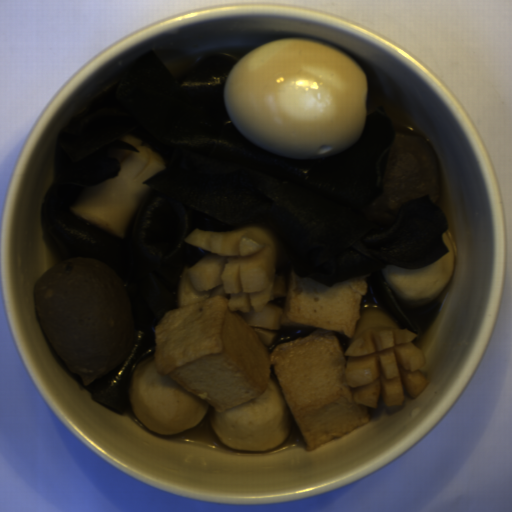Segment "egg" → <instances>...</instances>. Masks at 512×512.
Masks as SVG:
<instances>
[{
  "mask_svg": "<svg viewBox=\"0 0 512 512\" xmlns=\"http://www.w3.org/2000/svg\"><path fill=\"white\" fill-rule=\"evenodd\" d=\"M236 60L226 78L224 105L235 129L260 148L321 159L360 140L368 78L339 47L285 37Z\"/></svg>",
  "mask_w": 512,
  "mask_h": 512,
  "instance_id": "obj_1",
  "label": "egg"
}]
</instances>
